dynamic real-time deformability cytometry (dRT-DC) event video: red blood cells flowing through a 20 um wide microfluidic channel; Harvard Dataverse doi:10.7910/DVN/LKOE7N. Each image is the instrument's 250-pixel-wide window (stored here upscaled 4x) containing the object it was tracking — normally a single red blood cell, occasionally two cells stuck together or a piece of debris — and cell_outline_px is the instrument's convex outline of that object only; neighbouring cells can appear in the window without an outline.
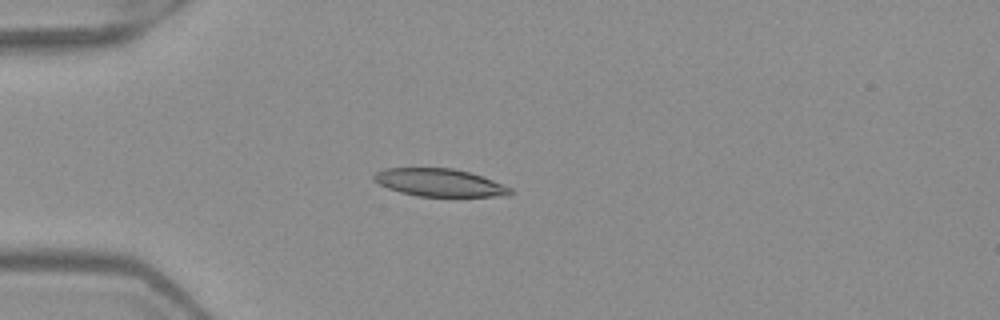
{"species": "Egyptian fruit bat (a non-hibernating species)", "species_latin": "Rousettus aegyptiacus", "temperature_condition": "warm", "stored_images_in_passage": 6, "camera_frame_rate_fps": 3000, "um_per_image_px": 0.085, "frame": {"image": 1, "passage_image": 5, "time_ms": 1.333, "image_size_px": [1000, 320], "cell_outline_px": [[512, 192], [508, 196], [416, 196], [400, 192], [388, 188], [372, 180], [372, 176], [376, 172], [384, 168], [452, 168], [484, 176], [512, 188]], "centroid_in_image_um": [37.35, 15.52], "position_along_channel_um": 47.6, "area_um2": 22.08}}